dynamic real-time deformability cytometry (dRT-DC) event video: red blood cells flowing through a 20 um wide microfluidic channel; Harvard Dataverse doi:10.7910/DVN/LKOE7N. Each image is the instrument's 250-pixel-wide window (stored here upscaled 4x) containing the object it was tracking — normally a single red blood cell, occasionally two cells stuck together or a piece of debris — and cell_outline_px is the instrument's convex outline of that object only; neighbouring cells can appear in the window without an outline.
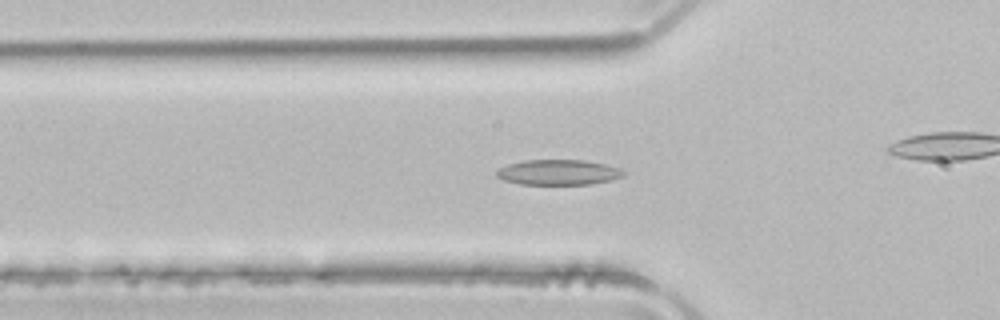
{"species": "common noctule bat (a hibernating species)", "species_latin": "Nyctalus noctula", "temperature_condition": "room temperature", "stored_images_in_passage": 52, "camera_frame_rate_fps": 3000, "um_per_image_px": 0.085, "animal": {"sex": "male", "body_mass_g": 21.5, "forearm_length_mm": 52.0}, "frame": {"image": 1, "passage_image": 17, "time_ms": 5.333, "image_size_px": [1000, 320], "cell_outline_px": [[628, 172], [624, 176], [612, 180], [592, 184], [520, 184], [504, 180], [496, 176], [496, 172], [500, 168], [508, 164], [524, 160], [584, 160], [604, 164], [620, 168]], "centroid_in_image_um": [47.51, 14.65], "position_along_channel_um": 78.3, "area_um2": 18.79}}
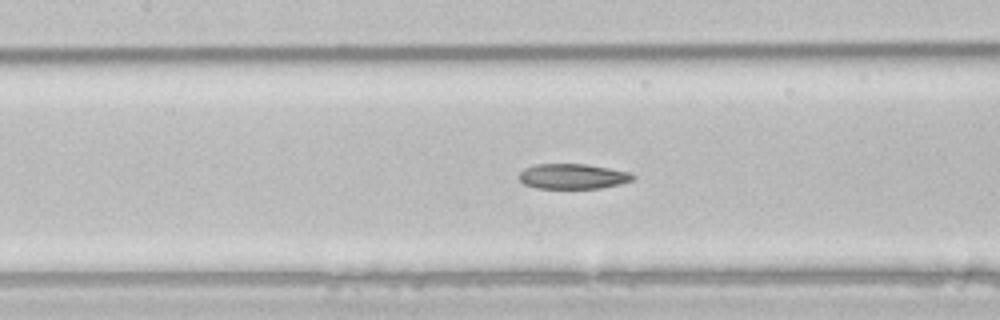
{"frame": {"image": 2, "passage_image": 23, "time_ms": 7.333, "image_size_px": [1000, 320], "cell_outline_px": [[636, 176], [632, 180], [620, 184], [600, 188], [536, 188], [524, 184], [516, 176], [524, 168], [536, 164], [588, 164], [632, 172]], "centroid_in_image_um": [48.69, 14.98], "position_along_channel_um": 158.7, "area_um2": 16.88}}
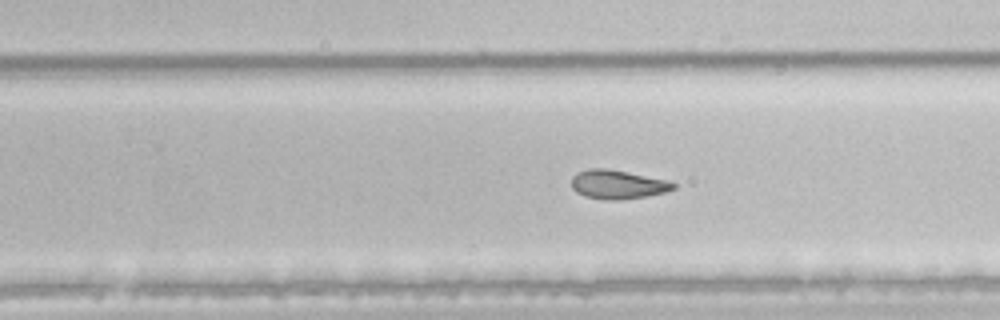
{"frame": {"image": 3, "passage_image": 32, "time_ms": 10.333, "image_size_px": [1000, 320], "cell_outline_px": [[676, 188], [664, 192], [648, 196], [616, 200], [612, 200], [584, 196], [576, 192], [572, 188], [572, 176], [576, 172], [588, 168], [608, 168], [668, 180], [676, 184]], "centroid_in_image_um": [52.49, 15.66], "position_along_channel_um": 277.3, "area_um2": 17.22}, "authors_computed_cell_mechanics": {"area_um2": 19.9988, "velocity_mm_per_s": 3.9784, "shape_relaxation_time_tau1_ms": null, "shape_relaxation_time_tau2_ms": 5.7873, "deformation_change_tau1": null, "deformation_change_tau2": 0.1251}}